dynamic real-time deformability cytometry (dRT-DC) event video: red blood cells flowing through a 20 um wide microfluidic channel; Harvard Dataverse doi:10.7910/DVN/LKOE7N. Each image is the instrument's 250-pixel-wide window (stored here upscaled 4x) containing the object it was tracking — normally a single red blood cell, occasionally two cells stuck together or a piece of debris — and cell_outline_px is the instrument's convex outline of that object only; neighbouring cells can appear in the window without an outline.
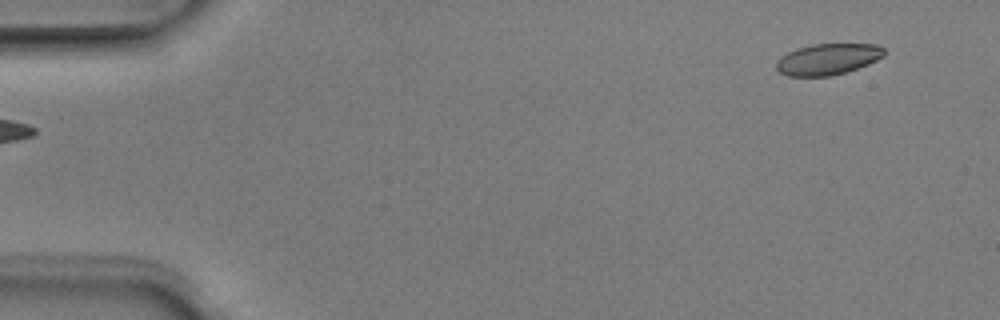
{"species": "Egyptian fruit bat (a non-hibernating species)", "species_latin": "Rousettus aegyptiacus", "temperature_condition": "room temperature", "stored_images_in_passage": 4, "camera_frame_rate_fps": 3000, "um_per_image_px": 0.085, "animal": {"sex": "male"}, "frame": {"image": 1, "passage_image": 4, "time_ms": 1.0, "image_size_px": [1000, 320], "cell_outline_px": [[884, 56], [868, 64], [832, 76], [788, 76], [780, 72], [776, 68], [776, 60], [780, 56], [796, 48], [812, 44], [876, 44], [884, 48]], "centroid_in_image_um": [70.33, 5.02], "position_along_channel_um": 14.7, "area_um2": 19.59}}